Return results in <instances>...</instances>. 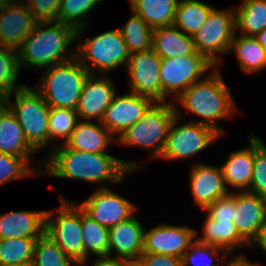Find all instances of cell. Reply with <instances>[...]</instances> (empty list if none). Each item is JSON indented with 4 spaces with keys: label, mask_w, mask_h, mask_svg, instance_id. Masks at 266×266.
<instances>
[{
    "label": "cell",
    "mask_w": 266,
    "mask_h": 266,
    "mask_svg": "<svg viewBox=\"0 0 266 266\" xmlns=\"http://www.w3.org/2000/svg\"><path fill=\"white\" fill-rule=\"evenodd\" d=\"M24 3L37 21H58L61 0H27Z\"/></svg>",
    "instance_id": "41"
},
{
    "label": "cell",
    "mask_w": 266,
    "mask_h": 266,
    "mask_svg": "<svg viewBox=\"0 0 266 266\" xmlns=\"http://www.w3.org/2000/svg\"><path fill=\"white\" fill-rule=\"evenodd\" d=\"M234 12L235 30L245 36H256L266 28V0H244Z\"/></svg>",
    "instance_id": "29"
},
{
    "label": "cell",
    "mask_w": 266,
    "mask_h": 266,
    "mask_svg": "<svg viewBox=\"0 0 266 266\" xmlns=\"http://www.w3.org/2000/svg\"><path fill=\"white\" fill-rule=\"evenodd\" d=\"M124 27L119 28L130 54L152 49V28L135 12Z\"/></svg>",
    "instance_id": "32"
},
{
    "label": "cell",
    "mask_w": 266,
    "mask_h": 266,
    "mask_svg": "<svg viewBox=\"0 0 266 266\" xmlns=\"http://www.w3.org/2000/svg\"><path fill=\"white\" fill-rule=\"evenodd\" d=\"M75 109L52 107L49 112L48 144L58 137L65 139L63 144L69 139L78 121Z\"/></svg>",
    "instance_id": "37"
},
{
    "label": "cell",
    "mask_w": 266,
    "mask_h": 266,
    "mask_svg": "<svg viewBox=\"0 0 266 266\" xmlns=\"http://www.w3.org/2000/svg\"><path fill=\"white\" fill-rule=\"evenodd\" d=\"M139 266H183L182 258L156 253H142L136 261Z\"/></svg>",
    "instance_id": "43"
},
{
    "label": "cell",
    "mask_w": 266,
    "mask_h": 266,
    "mask_svg": "<svg viewBox=\"0 0 266 266\" xmlns=\"http://www.w3.org/2000/svg\"><path fill=\"white\" fill-rule=\"evenodd\" d=\"M36 151L26 140L15 115L2 103L0 105V153L23 157L28 162Z\"/></svg>",
    "instance_id": "22"
},
{
    "label": "cell",
    "mask_w": 266,
    "mask_h": 266,
    "mask_svg": "<svg viewBox=\"0 0 266 266\" xmlns=\"http://www.w3.org/2000/svg\"><path fill=\"white\" fill-rule=\"evenodd\" d=\"M160 61L161 58L153 49L130 54L126 67L132 93L153 102H162Z\"/></svg>",
    "instance_id": "12"
},
{
    "label": "cell",
    "mask_w": 266,
    "mask_h": 266,
    "mask_svg": "<svg viewBox=\"0 0 266 266\" xmlns=\"http://www.w3.org/2000/svg\"><path fill=\"white\" fill-rule=\"evenodd\" d=\"M203 226V236L196 240L200 243L224 248L229 254L236 248L249 245L237 232L233 222L216 221L208 214Z\"/></svg>",
    "instance_id": "26"
},
{
    "label": "cell",
    "mask_w": 266,
    "mask_h": 266,
    "mask_svg": "<svg viewBox=\"0 0 266 266\" xmlns=\"http://www.w3.org/2000/svg\"><path fill=\"white\" fill-rule=\"evenodd\" d=\"M79 206L87 216L108 229L129 219L137 210L132 202L106 187H101Z\"/></svg>",
    "instance_id": "13"
},
{
    "label": "cell",
    "mask_w": 266,
    "mask_h": 266,
    "mask_svg": "<svg viewBox=\"0 0 266 266\" xmlns=\"http://www.w3.org/2000/svg\"><path fill=\"white\" fill-rule=\"evenodd\" d=\"M226 266H261V265L248 261L244 255L243 256L239 255L237 258L230 261Z\"/></svg>",
    "instance_id": "46"
},
{
    "label": "cell",
    "mask_w": 266,
    "mask_h": 266,
    "mask_svg": "<svg viewBox=\"0 0 266 266\" xmlns=\"http://www.w3.org/2000/svg\"><path fill=\"white\" fill-rule=\"evenodd\" d=\"M190 181L195 203L202 209L229 194L220 166L198 163L191 169Z\"/></svg>",
    "instance_id": "19"
},
{
    "label": "cell",
    "mask_w": 266,
    "mask_h": 266,
    "mask_svg": "<svg viewBox=\"0 0 266 266\" xmlns=\"http://www.w3.org/2000/svg\"><path fill=\"white\" fill-rule=\"evenodd\" d=\"M130 266H139L136 262H132Z\"/></svg>",
    "instance_id": "49"
},
{
    "label": "cell",
    "mask_w": 266,
    "mask_h": 266,
    "mask_svg": "<svg viewBox=\"0 0 266 266\" xmlns=\"http://www.w3.org/2000/svg\"><path fill=\"white\" fill-rule=\"evenodd\" d=\"M80 44L74 54L90 74H95L93 68L105 75L120 65L128 64L130 52L120 29L105 31Z\"/></svg>",
    "instance_id": "7"
},
{
    "label": "cell",
    "mask_w": 266,
    "mask_h": 266,
    "mask_svg": "<svg viewBox=\"0 0 266 266\" xmlns=\"http://www.w3.org/2000/svg\"><path fill=\"white\" fill-rule=\"evenodd\" d=\"M82 238H83V262L85 265L89 253L94 255L108 256L109 229L100 225L87 216L82 210Z\"/></svg>",
    "instance_id": "31"
},
{
    "label": "cell",
    "mask_w": 266,
    "mask_h": 266,
    "mask_svg": "<svg viewBox=\"0 0 266 266\" xmlns=\"http://www.w3.org/2000/svg\"><path fill=\"white\" fill-rule=\"evenodd\" d=\"M219 251H222L221 254L224 256L229 254L224 248L200 243L195 240L184 253L182 257V265L191 266V264H193L195 266H220V263H212L213 258L220 254ZM202 258L208 259V262H200Z\"/></svg>",
    "instance_id": "38"
},
{
    "label": "cell",
    "mask_w": 266,
    "mask_h": 266,
    "mask_svg": "<svg viewBox=\"0 0 266 266\" xmlns=\"http://www.w3.org/2000/svg\"><path fill=\"white\" fill-rule=\"evenodd\" d=\"M259 44L266 50V28L255 36Z\"/></svg>",
    "instance_id": "47"
},
{
    "label": "cell",
    "mask_w": 266,
    "mask_h": 266,
    "mask_svg": "<svg viewBox=\"0 0 266 266\" xmlns=\"http://www.w3.org/2000/svg\"><path fill=\"white\" fill-rule=\"evenodd\" d=\"M18 2L0 0V46L16 50L37 22L27 6Z\"/></svg>",
    "instance_id": "15"
},
{
    "label": "cell",
    "mask_w": 266,
    "mask_h": 266,
    "mask_svg": "<svg viewBox=\"0 0 266 266\" xmlns=\"http://www.w3.org/2000/svg\"><path fill=\"white\" fill-rule=\"evenodd\" d=\"M233 223L239 235L250 245L266 225V198L248 191L235 193Z\"/></svg>",
    "instance_id": "17"
},
{
    "label": "cell",
    "mask_w": 266,
    "mask_h": 266,
    "mask_svg": "<svg viewBox=\"0 0 266 266\" xmlns=\"http://www.w3.org/2000/svg\"><path fill=\"white\" fill-rule=\"evenodd\" d=\"M113 85V82L105 75L99 77L96 74H89L76 108L78 119L92 120L97 117L96 119L100 122L116 94Z\"/></svg>",
    "instance_id": "18"
},
{
    "label": "cell",
    "mask_w": 266,
    "mask_h": 266,
    "mask_svg": "<svg viewBox=\"0 0 266 266\" xmlns=\"http://www.w3.org/2000/svg\"><path fill=\"white\" fill-rule=\"evenodd\" d=\"M176 113L160 158L166 160L188 158L206 149L220 137L221 134L212 127L194 121L178 126L181 117L178 111Z\"/></svg>",
    "instance_id": "11"
},
{
    "label": "cell",
    "mask_w": 266,
    "mask_h": 266,
    "mask_svg": "<svg viewBox=\"0 0 266 266\" xmlns=\"http://www.w3.org/2000/svg\"><path fill=\"white\" fill-rule=\"evenodd\" d=\"M111 132L101 122L77 121L69 139L64 143L68 148L87 153H106L109 143L114 141Z\"/></svg>",
    "instance_id": "24"
},
{
    "label": "cell",
    "mask_w": 266,
    "mask_h": 266,
    "mask_svg": "<svg viewBox=\"0 0 266 266\" xmlns=\"http://www.w3.org/2000/svg\"><path fill=\"white\" fill-rule=\"evenodd\" d=\"M178 2V0H130L132 11L152 29L174 24Z\"/></svg>",
    "instance_id": "27"
},
{
    "label": "cell",
    "mask_w": 266,
    "mask_h": 266,
    "mask_svg": "<svg viewBox=\"0 0 266 266\" xmlns=\"http://www.w3.org/2000/svg\"><path fill=\"white\" fill-rule=\"evenodd\" d=\"M234 12L235 10L232 9L213 8L207 21L192 36L195 51L203 55L215 67L221 63L217 54L229 53L236 33Z\"/></svg>",
    "instance_id": "9"
},
{
    "label": "cell",
    "mask_w": 266,
    "mask_h": 266,
    "mask_svg": "<svg viewBox=\"0 0 266 266\" xmlns=\"http://www.w3.org/2000/svg\"><path fill=\"white\" fill-rule=\"evenodd\" d=\"M249 148L231 152L229 158L220 166L225 184L240 191L250 188L255 158V135L249 138Z\"/></svg>",
    "instance_id": "23"
},
{
    "label": "cell",
    "mask_w": 266,
    "mask_h": 266,
    "mask_svg": "<svg viewBox=\"0 0 266 266\" xmlns=\"http://www.w3.org/2000/svg\"><path fill=\"white\" fill-rule=\"evenodd\" d=\"M102 0H61L58 21L76 29V39L88 26L87 14ZM86 21V22H85Z\"/></svg>",
    "instance_id": "33"
},
{
    "label": "cell",
    "mask_w": 266,
    "mask_h": 266,
    "mask_svg": "<svg viewBox=\"0 0 266 266\" xmlns=\"http://www.w3.org/2000/svg\"><path fill=\"white\" fill-rule=\"evenodd\" d=\"M3 103V99L0 97V105Z\"/></svg>",
    "instance_id": "50"
},
{
    "label": "cell",
    "mask_w": 266,
    "mask_h": 266,
    "mask_svg": "<svg viewBox=\"0 0 266 266\" xmlns=\"http://www.w3.org/2000/svg\"><path fill=\"white\" fill-rule=\"evenodd\" d=\"M75 39L73 26L59 21H37L33 31L17 49L20 67L26 65L40 69L71 60L76 55L67 54V50Z\"/></svg>",
    "instance_id": "2"
},
{
    "label": "cell",
    "mask_w": 266,
    "mask_h": 266,
    "mask_svg": "<svg viewBox=\"0 0 266 266\" xmlns=\"http://www.w3.org/2000/svg\"><path fill=\"white\" fill-rule=\"evenodd\" d=\"M152 49L160 58H175L194 54L192 36L180 31L174 24L153 28Z\"/></svg>",
    "instance_id": "25"
},
{
    "label": "cell",
    "mask_w": 266,
    "mask_h": 266,
    "mask_svg": "<svg viewBox=\"0 0 266 266\" xmlns=\"http://www.w3.org/2000/svg\"><path fill=\"white\" fill-rule=\"evenodd\" d=\"M207 214L216 221L233 222L235 212V193L231 192L224 197L218 198L205 209Z\"/></svg>",
    "instance_id": "42"
},
{
    "label": "cell",
    "mask_w": 266,
    "mask_h": 266,
    "mask_svg": "<svg viewBox=\"0 0 266 266\" xmlns=\"http://www.w3.org/2000/svg\"><path fill=\"white\" fill-rule=\"evenodd\" d=\"M132 262L111 256H99L92 266H130Z\"/></svg>",
    "instance_id": "44"
},
{
    "label": "cell",
    "mask_w": 266,
    "mask_h": 266,
    "mask_svg": "<svg viewBox=\"0 0 266 266\" xmlns=\"http://www.w3.org/2000/svg\"><path fill=\"white\" fill-rule=\"evenodd\" d=\"M214 67L211 62L197 52L178 58H161L162 102L166 101L169 94H175L177 98L183 91L200 80L208 69Z\"/></svg>",
    "instance_id": "10"
},
{
    "label": "cell",
    "mask_w": 266,
    "mask_h": 266,
    "mask_svg": "<svg viewBox=\"0 0 266 266\" xmlns=\"http://www.w3.org/2000/svg\"><path fill=\"white\" fill-rule=\"evenodd\" d=\"M20 70L17 50L0 46V97L3 100L15 90L25 87L15 84Z\"/></svg>",
    "instance_id": "35"
},
{
    "label": "cell",
    "mask_w": 266,
    "mask_h": 266,
    "mask_svg": "<svg viewBox=\"0 0 266 266\" xmlns=\"http://www.w3.org/2000/svg\"><path fill=\"white\" fill-rule=\"evenodd\" d=\"M64 146L55 147L42 160L46 168L43 175L56 178L83 180L91 183H121L126 174L139 168L133 162H125L108 153H87Z\"/></svg>",
    "instance_id": "1"
},
{
    "label": "cell",
    "mask_w": 266,
    "mask_h": 266,
    "mask_svg": "<svg viewBox=\"0 0 266 266\" xmlns=\"http://www.w3.org/2000/svg\"><path fill=\"white\" fill-rule=\"evenodd\" d=\"M23 157L0 153V186L14 179L24 178L32 171Z\"/></svg>",
    "instance_id": "40"
},
{
    "label": "cell",
    "mask_w": 266,
    "mask_h": 266,
    "mask_svg": "<svg viewBox=\"0 0 266 266\" xmlns=\"http://www.w3.org/2000/svg\"><path fill=\"white\" fill-rule=\"evenodd\" d=\"M15 101L11 104L10 95L3 103L15 115L28 143L37 151L48 144L50 106L33 88L27 86L15 90Z\"/></svg>",
    "instance_id": "6"
},
{
    "label": "cell",
    "mask_w": 266,
    "mask_h": 266,
    "mask_svg": "<svg viewBox=\"0 0 266 266\" xmlns=\"http://www.w3.org/2000/svg\"><path fill=\"white\" fill-rule=\"evenodd\" d=\"M89 74L75 56L71 60L54 64L47 69L35 90L50 108L60 107L76 110Z\"/></svg>",
    "instance_id": "4"
},
{
    "label": "cell",
    "mask_w": 266,
    "mask_h": 266,
    "mask_svg": "<svg viewBox=\"0 0 266 266\" xmlns=\"http://www.w3.org/2000/svg\"><path fill=\"white\" fill-rule=\"evenodd\" d=\"M167 101L154 102L145 115L129 127L117 141L122 145L153 149V157L160 158L170 126L177 116V108Z\"/></svg>",
    "instance_id": "5"
},
{
    "label": "cell",
    "mask_w": 266,
    "mask_h": 266,
    "mask_svg": "<svg viewBox=\"0 0 266 266\" xmlns=\"http://www.w3.org/2000/svg\"><path fill=\"white\" fill-rule=\"evenodd\" d=\"M213 7L199 0H180L175 14L174 25L186 35L193 36L207 21Z\"/></svg>",
    "instance_id": "30"
},
{
    "label": "cell",
    "mask_w": 266,
    "mask_h": 266,
    "mask_svg": "<svg viewBox=\"0 0 266 266\" xmlns=\"http://www.w3.org/2000/svg\"><path fill=\"white\" fill-rule=\"evenodd\" d=\"M247 191L266 198V146L257 136H255L252 180Z\"/></svg>",
    "instance_id": "39"
},
{
    "label": "cell",
    "mask_w": 266,
    "mask_h": 266,
    "mask_svg": "<svg viewBox=\"0 0 266 266\" xmlns=\"http://www.w3.org/2000/svg\"><path fill=\"white\" fill-rule=\"evenodd\" d=\"M153 103L151 99L132 92L122 96L115 94L100 122L112 135L120 136L139 121Z\"/></svg>",
    "instance_id": "16"
},
{
    "label": "cell",
    "mask_w": 266,
    "mask_h": 266,
    "mask_svg": "<svg viewBox=\"0 0 266 266\" xmlns=\"http://www.w3.org/2000/svg\"><path fill=\"white\" fill-rule=\"evenodd\" d=\"M214 69L206 78L198 80L183 91L176 100L187 111L202 118V121L196 123L208 125L222 134L224 131L216 125V121L229 118L237 108L224 79L216 67Z\"/></svg>",
    "instance_id": "3"
},
{
    "label": "cell",
    "mask_w": 266,
    "mask_h": 266,
    "mask_svg": "<svg viewBox=\"0 0 266 266\" xmlns=\"http://www.w3.org/2000/svg\"><path fill=\"white\" fill-rule=\"evenodd\" d=\"M144 230L133 216L110 228L108 256L115 250L117 258L136 262L143 253Z\"/></svg>",
    "instance_id": "20"
},
{
    "label": "cell",
    "mask_w": 266,
    "mask_h": 266,
    "mask_svg": "<svg viewBox=\"0 0 266 266\" xmlns=\"http://www.w3.org/2000/svg\"><path fill=\"white\" fill-rule=\"evenodd\" d=\"M236 54L239 65L245 73L258 72L266 67V50L254 36L234 35L229 52Z\"/></svg>",
    "instance_id": "28"
},
{
    "label": "cell",
    "mask_w": 266,
    "mask_h": 266,
    "mask_svg": "<svg viewBox=\"0 0 266 266\" xmlns=\"http://www.w3.org/2000/svg\"><path fill=\"white\" fill-rule=\"evenodd\" d=\"M38 238L0 239V265H31L35 241Z\"/></svg>",
    "instance_id": "36"
},
{
    "label": "cell",
    "mask_w": 266,
    "mask_h": 266,
    "mask_svg": "<svg viewBox=\"0 0 266 266\" xmlns=\"http://www.w3.org/2000/svg\"><path fill=\"white\" fill-rule=\"evenodd\" d=\"M46 211L0 214V239L39 238L45 233Z\"/></svg>",
    "instance_id": "21"
},
{
    "label": "cell",
    "mask_w": 266,
    "mask_h": 266,
    "mask_svg": "<svg viewBox=\"0 0 266 266\" xmlns=\"http://www.w3.org/2000/svg\"><path fill=\"white\" fill-rule=\"evenodd\" d=\"M0 266H31V265H25V264H5Z\"/></svg>",
    "instance_id": "48"
},
{
    "label": "cell",
    "mask_w": 266,
    "mask_h": 266,
    "mask_svg": "<svg viewBox=\"0 0 266 266\" xmlns=\"http://www.w3.org/2000/svg\"><path fill=\"white\" fill-rule=\"evenodd\" d=\"M61 199L59 209L54 211L58 213L56 218L53 211H46L45 234L79 266L83 262L82 209Z\"/></svg>",
    "instance_id": "8"
},
{
    "label": "cell",
    "mask_w": 266,
    "mask_h": 266,
    "mask_svg": "<svg viewBox=\"0 0 266 266\" xmlns=\"http://www.w3.org/2000/svg\"><path fill=\"white\" fill-rule=\"evenodd\" d=\"M78 265L45 233L34 244L31 266H72Z\"/></svg>",
    "instance_id": "34"
},
{
    "label": "cell",
    "mask_w": 266,
    "mask_h": 266,
    "mask_svg": "<svg viewBox=\"0 0 266 266\" xmlns=\"http://www.w3.org/2000/svg\"><path fill=\"white\" fill-rule=\"evenodd\" d=\"M250 245H257L266 253V225L263 227V229L259 232L257 238Z\"/></svg>",
    "instance_id": "45"
},
{
    "label": "cell",
    "mask_w": 266,
    "mask_h": 266,
    "mask_svg": "<svg viewBox=\"0 0 266 266\" xmlns=\"http://www.w3.org/2000/svg\"><path fill=\"white\" fill-rule=\"evenodd\" d=\"M197 236L194 228L161 224L144 230L143 252L182 258Z\"/></svg>",
    "instance_id": "14"
}]
</instances>
